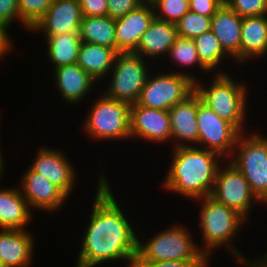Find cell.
<instances>
[{
    "label": "cell",
    "instance_id": "cell-25",
    "mask_svg": "<svg viewBox=\"0 0 267 267\" xmlns=\"http://www.w3.org/2000/svg\"><path fill=\"white\" fill-rule=\"evenodd\" d=\"M117 54L118 52L115 49L81 42L77 64L96 82L101 84L113 68Z\"/></svg>",
    "mask_w": 267,
    "mask_h": 267
},
{
    "label": "cell",
    "instance_id": "cell-7",
    "mask_svg": "<svg viewBox=\"0 0 267 267\" xmlns=\"http://www.w3.org/2000/svg\"><path fill=\"white\" fill-rule=\"evenodd\" d=\"M261 131L263 129L253 128L240 133L228 161L243 174L251 191L267 206V134Z\"/></svg>",
    "mask_w": 267,
    "mask_h": 267
},
{
    "label": "cell",
    "instance_id": "cell-34",
    "mask_svg": "<svg viewBox=\"0 0 267 267\" xmlns=\"http://www.w3.org/2000/svg\"><path fill=\"white\" fill-rule=\"evenodd\" d=\"M108 16L117 19L141 5L143 0H107Z\"/></svg>",
    "mask_w": 267,
    "mask_h": 267
},
{
    "label": "cell",
    "instance_id": "cell-19",
    "mask_svg": "<svg viewBox=\"0 0 267 267\" xmlns=\"http://www.w3.org/2000/svg\"><path fill=\"white\" fill-rule=\"evenodd\" d=\"M198 94L194 91L184 101L168 110L171 123V148L196 146L198 140Z\"/></svg>",
    "mask_w": 267,
    "mask_h": 267
},
{
    "label": "cell",
    "instance_id": "cell-24",
    "mask_svg": "<svg viewBox=\"0 0 267 267\" xmlns=\"http://www.w3.org/2000/svg\"><path fill=\"white\" fill-rule=\"evenodd\" d=\"M265 56H267V15L243 17L240 42V69L242 67L244 69V66L252 64L250 62L253 60L261 62V59L266 58Z\"/></svg>",
    "mask_w": 267,
    "mask_h": 267
},
{
    "label": "cell",
    "instance_id": "cell-17",
    "mask_svg": "<svg viewBox=\"0 0 267 267\" xmlns=\"http://www.w3.org/2000/svg\"><path fill=\"white\" fill-rule=\"evenodd\" d=\"M36 235L31 229H0V262L3 266L33 267L38 247Z\"/></svg>",
    "mask_w": 267,
    "mask_h": 267
},
{
    "label": "cell",
    "instance_id": "cell-9",
    "mask_svg": "<svg viewBox=\"0 0 267 267\" xmlns=\"http://www.w3.org/2000/svg\"><path fill=\"white\" fill-rule=\"evenodd\" d=\"M161 67L155 66L151 71L137 103L147 108L168 111L195 91V82L188 76L162 71Z\"/></svg>",
    "mask_w": 267,
    "mask_h": 267
},
{
    "label": "cell",
    "instance_id": "cell-36",
    "mask_svg": "<svg viewBox=\"0 0 267 267\" xmlns=\"http://www.w3.org/2000/svg\"><path fill=\"white\" fill-rule=\"evenodd\" d=\"M82 9L83 17L85 16H108L107 0H78Z\"/></svg>",
    "mask_w": 267,
    "mask_h": 267
},
{
    "label": "cell",
    "instance_id": "cell-31",
    "mask_svg": "<svg viewBox=\"0 0 267 267\" xmlns=\"http://www.w3.org/2000/svg\"><path fill=\"white\" fill-rule=\"evenodd\" d=\"M156 18L176 24L189 10V0H152Z\"/></svg>",
    "mask_w": 267,
    "mask_h": 267
},
{
    "label": "cell",
    "instance_id": "cell-16",
    "mask_svg": "<svg viewBox=\"0 0 267 267\" xmlns=\"http://www.w3.org/2000/svg\"><path fill=\"white\" fill-rule=\"evenodd\" d=\"M83 19L78 0H54L45 15L30 30L36 37L79 33Z\"/></svg>",
    "mask_w": 267,
    "mask_h": 267
},
{
    "label": "cell",
    "instance_id": "cell-22",
    "mask_svg": "<svg viewBox=\"0 0 267 267\" xmlns=\"http://www.w3.org/2000/svg\"><path fill=\"white\" fill-rule=\"evenodd\" d=\"M243 17L225 3L212 16L211 31L218 38L223 50L240 69V42ZM238 64V66H237Z\"/></svg>",
    "mask_w": 267,
    "mask_h": 267
},
{
    "label": "cell",
    "instance_id": "cell-37",
    "mask_svg": "<svg viewBox=\"0 0 267 267\" xmlns=\"http://www.w3.org/2000/svg\"><path fill=\"white\" fill-rule=\"evenodd\" d=\"M207 261H135L133 267H202Z\"/></svg>",
    "mask_w": 267,
    "mask_h": 267
},
{
    "label": "cell",
    "instance_id": "cell-13",
    "mask_svg": "<svg viewBox=\"0 0 267 267\" xmlns=\"http://www.w3.org/2000/svg\"><path fill=\"white\" fill-rule=\"evenodd\" d=\"M20 175L19 190L34 212H46L52 216L62 212L69 197L55 184L34 172L29 166ZM63 207V208H62ZM61 210V211H59Z\"/></svg>",
    "mask_w": 267,
    "mask_h": 267
},
{
    "label": "cell",
    "instance_id": "cell-28",
    "mask_svg": "<svg viewBox=\"0 0 267 267\" xmlns=\"http://www.w3.org/2000/svg\"><path fill=\"white\" fill-rule=\"evenodd\" d=\"M115 23L116 19L110 16L83 17L79 29L81 42L106 46L116 50Z\"/></svg>",
    "mask_w": 267,
    "mask_h": 267
},
{
    "label": "cell",
    "instance_id": "cell-40",
    "mask_svg": "<svg viewBox=\"0 0 267 267\" xmlns=\"http://www.w3.org/2000/svg\"><path fill=\"white\" fill-rule=\"evenodd\" d=\"M0 126H1V124H0ZM1 128V127H0ZM1 130V129H0ZM1 132V131H0ZM1 133H0V179H3V176L5 175V171H6V169L5 168H7V166H9L8 164H7V158H6V160H5V156L6 155H4L3 153H2V151L3 150H1V148H2V146H1ZM7 164V165H6Z\"/></svg>",
    "mask_w": 267,
    "mask_h": 267
},
{
    "label": "cell",
    "instance_id": "cell-38",
    "mask_svg": "<svg viewBox=\"0 0 267 267\" xmlns=\"http://www.w3.org/2000/svg\"><path fill=\"white\" fill-rule=\"evenodd\" d=\"M12 35L10 32H8L4 27L0 26V62L6 61L5 58L11 54H13V51L15 54V42L13 41Z\"/></svg>",
    "mask_w": 267,
    "mask_h": 267
},
{
    "label": "cell",
    "instance_id": "cell-27",
    "mask_svg": "<svg viewBox=\"0 0 267 267\" xmlns=\"http://www.w3.org/2000/svg\"><path fill=\"white\" fill-rule=\"evenodd\" d=\"M194 41L200 62L210 74L229 73L231 66H235L231 65L234 60L223 50L218 38L211 30L202 33Z\"/></svg>",
    "mask_w": 267,
    "mask_h": 267
},
{
    "label": "cell",
    "instance_id": "cell-33",
    "mask_svg": "<svg viewBox=\"0 0 267 267\" xmlns=\"http://www.w3.org/2000/svg\"><path fill=\"white\" fill-rule=\"evenodd\" d=\"M18 23L21 27V17L18 7V0H0V26L8 32Z\"/></svg>",
    "mask_w": 267,
    "mask_h": 267
},
{
    "label": "cell",
    "instance_id": "cell-12",
    "mask_svg": "<svg viewBox=\"0 0 267 267\" xmlns=\"http://www.w3.org/2000/svg\"><path fill=\"white\" fill-rule=\"evenodd\" d=\"M31 158L28 165L34 172L39 173L44 178L59 187L68 197L72 199V195H76V187L79 184V176L77 167L68 154L58 147L55 148L42 144Z\"/></svg>",
    "mask_w": 267,
    "mask_h": 267
},
{
    "label": "cell",
    "instance_id": "cell-1",
    "mask_svg": "<svg viewBox=\"0 0 267 267\" xmlns=\"http://www.w3.org/2000/svg\"><path fill=\"white\" fill-rule=\"evenodd\" d=\"M100 160L95 162L99 165L97 169H100L93 191L96 193L93 194L91 209L88 210L90 213L86 216L89 220L83 225L84 230L78 242L79 253L73 267H118L121 262L123 267H133L139 225L135 224L137 219L130 216L128 206H123L126 203L119 204L122 200L115 197L113 184L107 178L109 175L103 163L105 160Z\"/></svg>",
    "mask_w": 267,
    "mask_h": 267
},
{
    "label": "cell",
    "instance_id": "cell-10",
    "mask_svg": "<svg viewBox=\"0 0 267 267\" xmlns=\"http://www.w3.org/2000/svg\"><path fill=\"white\" fill-rule=\"evenodd\" d=\"M210 196L235 210L249 223V226L253 220L251 212L254 213V209L259 205L260 209L267 208L251 191L243 174L228 160H225L218 168Z\"/></svg>",
    "mask_w": 267,
    "mask_h": 267
},
{
    "label": "cell",
    "instance_id": "cell-30",
    "mask_svg": "<svg viewBox=\"0 0 267 267\" xmlns=\"http://www.w3.org/2000/svg\"><path fill=\"white\" fill-rule=\"evenodd\" d=\"M54 0H18V7L21 17V31H28L38 23L45 15L47 9Z\"/></svg>",
    "mask_w": 267,
    "mask_h": 267
},
{
    "label": "cell",
    "instance_id": "cell-29",
    "mask_svg": "<svg viewBox=\"0 0 267 267\" xmlns=\"http://www.w3.org/2000/svg\"><path fill=\"white\" fill-rule=\"evenodd\" d=\"M212 17L199 15L198 13L188 11L177 23L178 37L195 39L202 33L211 30Z\"/></svg>",
    "mask_w": 267,
    "mask_h": 267
},
{
    "label": "cell",
    "instance_id": "cell-21",
    "mask_svg": "<svg viewBox=\"0 0 267 267\" xmlns=\"http://www.w3.org/2000/svg\"><path fill=\"white\" fill-rule=\"evenodd\" d=\"M2 180L0 179L1 184ZM1 184L0 229L17 230L28 229L31 224L33 226V218L36 217L34 215L37 213L31 210L28 202L21 194L19 187L16 184L10 187H4Z\"/></svg>",
    "mask_w": 267,
    "mask_h": 267
},
{
    "label": "cell",
    "instance_id": "cell-32",
    "mask_svg": "<svg viewBox=\"0 0 267 267\" xmlns=\"http://www.w3.org/2000/svg\"><path fill=\"white\" fill-rule=\"evenodd\" d=\"M241 17L267 15V0H224Z\"/></svg>",
    "mask_w": 267,
    "mask_h": 267
},
{
    "label": "cell",
    "instance_id": "cell-20",
    "mask_svg": "<svg viewBox=\"0 0 267 267\" xmlns=\"http://www.w3.org/2000/svg\"><path fill=\"white\" fill-rule=\"evenodd\" d=\"M177 37L176 24L155 17L148 29L142 34L137 49L133 53L153 64L155 63V66H159L160 61L163 62L167 57L169 49Z\"/></svg>",
    "mask_w": 267,
    "mask_h": 267
},
{
    "label": "cell",
    "instance_id": "cell-2",
    "mask_svg": "<svg viewBox=\"0 0 267 267\" xmlns=\"http://www.w3.org/2000/svg\"><path fill=\"white\" fill-rule=\"evenodd\" d=\"M169 156L160 187L188 202L209 196L214 188L217 170L225 161L217 153L196 146L174 147ZM171 150V151H170ZM172 153V154H171Z\"/></svg>",
    "mask_w": 267,
    "mask_h": 267
},
{
    "label": "cell",
    "instance_id": "cell-4",
    "mask_svg": "<svg viewBox=\"0 0 267 267\" xmlns=\"http://www.w3.org/2000/svg\"><path fill=\"white\" fill-rule=\"evenodd\" d=\"M207 78L195 82V92L201 101L221 119L231 123L240 133L252 130L254 127H249L251 125H247V121L251 123L248 119L251 116L249 107L252 108L250 104H253V100L250 103L253 98L250 89L253 86H247L249 83L243 81L242 77L239 81L238 76L234 77L231 71L210 74Z\"/></svg>",
    "mask_w": 267,
    "mask_h": 267
},
{
    "label": "cell",
    "instance_id": "cell-39",
    "mask_svg": "<svg viewBox=\"0 0 267 267\" xmlns=\"http://www.w3.org/2000/svg\"><path fill=\"white\" fill-rule=\"evenodd\" d=\"M249 257L250 261L247 264V267H267V248L265 249L263 254L257 257H251V256Z\"/></svg>",
    "mask_w": 267,
    "mask_h": 267
},
{
    "label": "cell",
    "instance_id": "cell-35",
    "mask_svg": "<svg viewBox=\"0 0 267 267\" xmlns=\"http://www.w3.org/2000/svg\"><path fill=\"white\" fill-rule=\"evenodd\" d=\"M224 0H189L190 11L212 17L223 5Z\"/></svg>",
    "mask_w": 267,
    "mask_h": 267
},
{
    "label": "cell",
    "instance_id": "cell-41",
    "mask_svg": "<svg viewBox=\"0 0 267 267\" xmlns=\"http://www.w3.org/2000/svg\"><path fill=\"white\" fill-rule=\"evenodd\" d=\"M213 261H215V259H213V260H208L202 267H211V266H213V264H212V262ZM211 263V264H210Z\"/></svg>",
    "mask_w": 267,
    "mask_h": 267
},
{
    "label": "cell",
    "instance_id": "cell-3",
    "mask_svg": "<svg viewBox=\"0 0 267 267\" xmlns=\"http://www.w3.org/2000/svg\"><path fill=\"white\" fill-rule=\"evenodd\" d=\"M193 202L197 203L196 207L199 209L197 212L199 216L196 217L199 222L197 224L199 232L195 233L201 236V238L198 237L200 241L197 242L199 249L209 260H213L217 253L225 250L234 263L240 265L239 267H247L250 259L246 258L247 256L241 251V246L238 247L236 244L241 233L244 232L242 230H245V227L248 228L249 223L235 210L216 201L210 195L195 199L191 204Z\"/></svg>",
    "mask_w": 267,
    "mask_h": 267
},
{
    "label": "cell",
    "instance_id": "cell-5",
    "mask_svg": "<svg viewBox=\"0 0 267 267\" xmlns=\"http://www.w3.org/2000/svg\"><path fill=\"white\" fill-rule=\"evenodd\" d=\"M170 226L153 232V236L137 232V253L135 261H208L207 256L199 249L192 227L178 221ZM162 229V230H161ZM193 234V235H192ZM147 238H146V237Z\"/></svg>",
    "mask_w": 267,
    "mask_h": 267
},
{
    "label": "cell",
    "instance_id": "cell-18",
    "mask_svg": "<svg viewBox=\"0 0 267 267\" xmlns=\"http://www.w3.org/2000/svg\"><path fill=\"white\" fill-rule=\"evenodd\" d=\"M155 17L151 2H143L125 16L117 18L115 23L116 51L118 53L134 52L142 34Z\"/></svg>",
    "mask_w": 267,
    "mask_h": 267
},
{
    "label": "cell",
    "instance_id": "cell-14",
    "mask_svg": "<svg viewBox=\"0 0 267 267\" xmlns=\"http://www.w3.org/2000/svg\"><path fill=\"white\" fill-rule=\"evenodd\" d=\"M129 120L132 141L147 142L146 146L169 143L171 148V123L167 110L131 104Z\"/></svg>",
    "mask_w": 267,
    "mask_h": 267
},
{
    "label": "cell",
    "instance_id": "cell-23",
    "mask_svg": "<svg viewBox=\"0 0 267 267\" xmlns=\"http://www.w3.org/2000/svg\"><path fill=\"white\" fill-rule=\"evenodd\" d=\"M165 60L161 62L162 64H159V66L164 64L162 70L188 76L194 82L202 79V77L204 78V75L207 77V75L209 76L210 74L200 62L198 52L196 50V44L193 39L177 37L175 43L169 49ZM192 69H194V71Z\"/></svg>",
    "mask_w": 267,
    "mask_h": 267
},
{
    "label": "cell",
    "instance_id": "cell-6",
    "mask_svg": "<svg viewBox=\"0 0 267 267\" xmlns=\"http://www.w3.org/2000/svg\"><path fill=\"white\" fill-rule=\"evenodd\" d=\"M90 101L91 106L88 105L85 118L79 127L84 136L98 143L113 141L123 144L131 140L129 103L111 99L105 96L101 89Z\"/></svg>",
    "mask_w": 267,
    "mask_h": 267
},
{
    "label": "cell",
    "instance_id": "cell-11",
    "mask_svg": "<svg viewBox=\"0 0 267 267\" xmlns=\"http://www.w3.org/2000/svg\"><path fill=\"white\" fill-rule=\"evenodd\" d=\"M196 120L198 125L197 147L213 151L228 160L233 153L240 132L205 105L199 95Z\"/></svg>",
    "mask_w": 267,
    "mask_h": 267
},
{
    "label": "cell",
    "instance_id": "cell-42",
    "mask_svg": "<svg viewBox=\"0 0 267 267\" xmlns=\"http://www.w3.org/2000/svg\"><path fill=\"white\" fill-rule=\"evenodd\" d=\"M1 110H2V109H0V120H2V119H1V117H2V116H1V115H2V114H1V113H2ZM0 122H1V121H0Z\"/></svg>",
    "mask_w": 267,
    "mask_h": 267
},
{
    "label": "cell",
    "instance_id": "cell-43",
    "mask_svg": "<svg viewBox=\"0 0 267 267\" xmlns=\"http://www.w3.org/2000/svg\"><path fill=\"white\" fill-rule=\"evenodd\" d=\"M144 2H151L152 0H143Z\"/></svg>",
    "mask_w": 267,
    "mask_h": 267
},
{
    "label": "cell",
    "instance_id": "cell-8",
    "mask_svg": "<svg viewBox=\"0 0 267 267\" xmlns=\"http://www.w3.org/2000/svg\"><path fill=\"white\" fill-rule=\"evenodd\" d=\"M154 67L153 63L133 52L118 53L110 73L99 84L101 92L111 99L135 104Z\"/></svg>",
    "mask_w": 267,
    "mask_h": 267
},
{
    "label": "cell",
    "instance_id": "cell-26",
    "mask_svg": "<svg viewBox=\"0 0 267 267\" xmlns=\"http://www.w3.org/2000/svg\"><path fill=\"white\" fill-rule=\"evenodd\" d=\"M43 40L41 42L45 43L42 48L45 52V57H47L50 70L63 66L72 65L77 63L79 47L81 44V39L79 33L70 34H57L51 36H42Z\"/></svg>",
    "mask_w": 267,
    "mask_h": 267
},
{
    "label": "cell",
    "instance_id": "cell-15",
    "mask_svg": "<svg viewBox=\"0 0 267 267\" xmlns=\"http://www.w3.org/2000/svg\"><path fill=\"white\" fill-rule=\"evenodd\" d=\"M50 73L49 75L53 76L51 77L53 86L56 87L54 89L61 96V101L69 104V106L77 107L79 103L85 102V99L87 104L91 103L88 102L92 98L90 95H94L100 90V87L97 86L99 83L77 63L57 67Z\"/></svg>",
    "mask_w": 267,
    "mask_h": 267
}]
</instances>
